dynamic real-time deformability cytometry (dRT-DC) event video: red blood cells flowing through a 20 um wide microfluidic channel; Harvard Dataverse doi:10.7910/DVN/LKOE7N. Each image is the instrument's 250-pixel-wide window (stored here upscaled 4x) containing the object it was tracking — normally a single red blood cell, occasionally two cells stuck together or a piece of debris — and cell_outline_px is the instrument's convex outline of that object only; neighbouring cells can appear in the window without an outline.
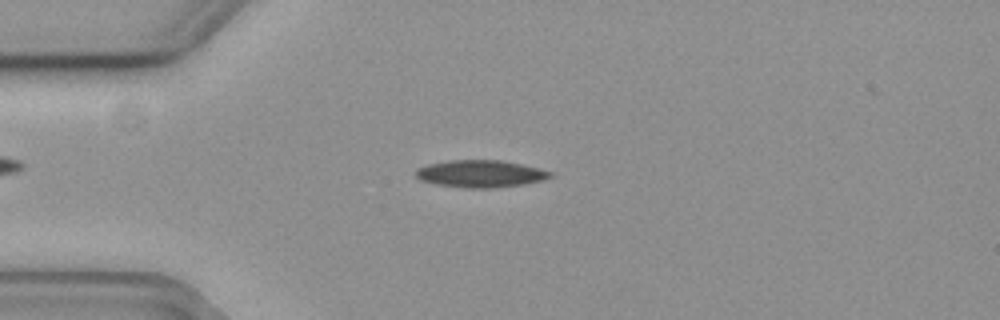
{"species": "common noctule bat (a hibernating species)", "species_latin": "Nyctalus noctula", "temperature_condition": "cold", "stored_images_in_passage": 51, "camera_frame_rate_fps": 3000, "um_per_image_px": 0.085, "animal": {"sex": "female", "body_mass_g": 19.3, "forearm_length_mm": 54.1}, "frame": {"image": 1, "passage_image": 9, "time_ms": 2.667, "image_size_px": [1000, 320], "cell_outline_px": [[556, 172], [552, 176], [540, 180], [524, 184], [488, 188], [468, 188], [436, 184], [420, 180], [416, 176], [416, 168], [428, 164], [448, 160], [500, 160], [520, 164]], "centroid_in_image_um": [40.82, 14.76], "position_along_channel_um": 44.2, "area_um2": 21.21}}
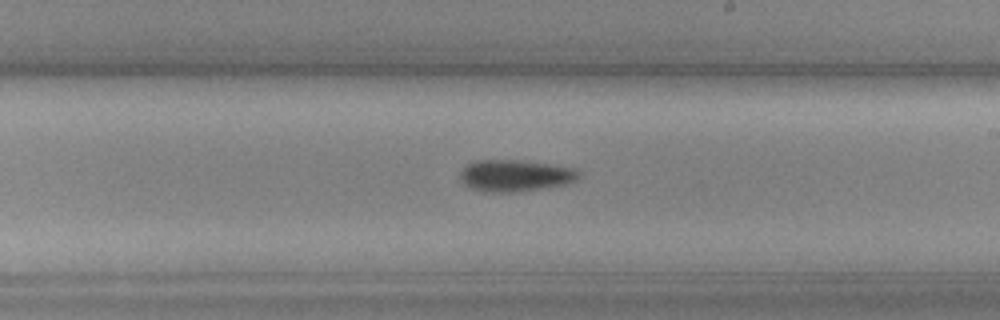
{"frame": {"image": 2, "passage_image": 27, "time_ms": 8.667, "image_size_px": [1000, 320], "cell_outline_px": [[580, 176], [576, 180], [564, 184], [516, 192], [484, 192], [472, 188], [464, 184], [460, 180], [460, 172], [468, 164], [476, 160], [520, 160], [576, 168], [580, 172]], "centroid_in_image_um": [43.78, 14.92], "position_along_channel_um": 245.2, "area_um2": 21.79}}
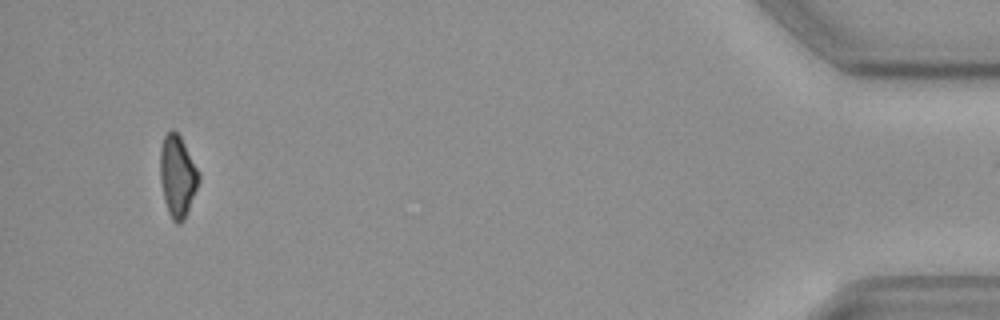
{"frame": {"image": 3, "passage_image": 48, "time_ms": 15.667, "image_size_px": [1000, 320], "cell_outline_px": [[200, 180], [188, 212], [184, 220], [180, 224], [176, 224], [172, 220], [168, 212], [164, 200], [160, 180], [160, 148], [164, 136], [172, 128], [180, 136], [200, 172]], "centroid_in_image_um": [15.09, 14.99], "position_along_channel_um": 420.1, "area_um2": 18.61}, "authors_computed_cell_mechanics": {"area_um2": 20.6924, "velocity_mm_per_s": 3.6852, "shape_relaxation_time_tau1_ms": 8.2238, "shape_relaxation_time_tau2_ms": null, "deformation_change_tau1": 0.1694, "deformation_change_tau2": null}}